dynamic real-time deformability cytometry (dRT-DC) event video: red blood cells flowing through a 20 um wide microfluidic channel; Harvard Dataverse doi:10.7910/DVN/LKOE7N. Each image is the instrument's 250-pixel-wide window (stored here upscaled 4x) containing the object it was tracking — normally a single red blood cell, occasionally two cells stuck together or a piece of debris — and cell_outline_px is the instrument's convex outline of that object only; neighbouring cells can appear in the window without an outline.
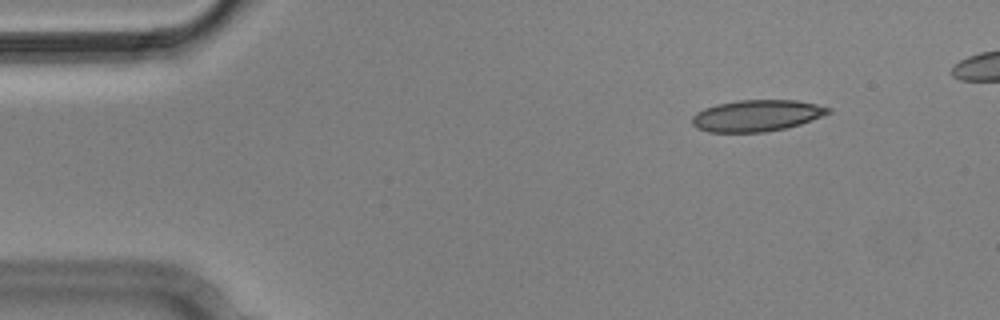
{"species": "Egyptian fruit bat (a non-hibernating species)", "species_latin": "Rousettus aegyptiacus", "temperature_condition": "cold", "stored_images_in_passage": 6, "camera_frame_rate_fps": 3000, "um_per_image_px": 0.085, "animal": {"sex": "male"}, "frame": {"image": 1, "passage_image": 2, "time_ms": 0.333, "image_size_px": [1000, 320], "cell_outline_px": [[832, 112], [800, 124], [784, 128], [764, 132], [708, 132], [696, 128], [692, 124], [692, 116], [696, 112], [704, 108], [716, 104], [736, 100], [796, 100], [816, 104], [832, 108]], "centroid_in_image_um": [64.29, 9.82], "position_along_channel_um": 20.7, "area_um2": 25.03}}